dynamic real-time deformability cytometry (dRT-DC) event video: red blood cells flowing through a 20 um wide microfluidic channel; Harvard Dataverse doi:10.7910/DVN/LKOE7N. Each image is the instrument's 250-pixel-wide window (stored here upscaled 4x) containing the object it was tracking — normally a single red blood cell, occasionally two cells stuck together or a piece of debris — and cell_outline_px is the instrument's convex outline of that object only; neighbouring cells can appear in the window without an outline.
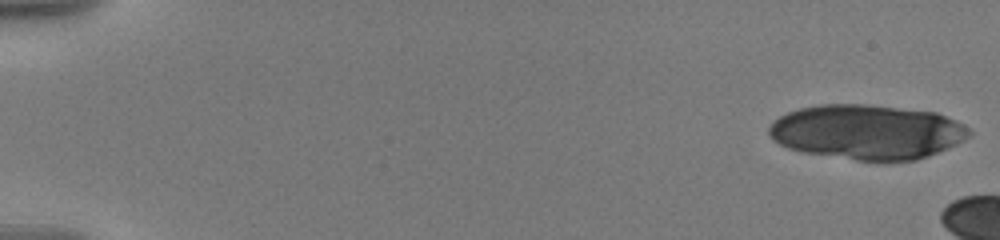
{"species": "human", "species_latin": "Homo sapiens", "temperature_condition": "warm", "stored_images_in_passage": 7, "camera_frame_rate_fps": 3000, "um_per_image_px": 0.085, "donor": {"sex": "male"}, "frame": {"image": 1, "passage_image": 1, "time_ms": 0.0, "image_size_px": [1000, 240], "cell_outline_px": [[972, 136], [948, 148], [928, 156], [916, 160], [884, 164], [880, 164], [800, 152], [788, 148], [772, 140], [768, 132], [768, 128], [780, 116], [788, 112], [800, 108], [820, 104], [864, 104], [936, 112], [956, 120], [964, 124], [972, 132]], "centroid_in_image_um": [73.73, 11.26], "position_along_channel_um": 11.3, "area_um2": 64.91}}